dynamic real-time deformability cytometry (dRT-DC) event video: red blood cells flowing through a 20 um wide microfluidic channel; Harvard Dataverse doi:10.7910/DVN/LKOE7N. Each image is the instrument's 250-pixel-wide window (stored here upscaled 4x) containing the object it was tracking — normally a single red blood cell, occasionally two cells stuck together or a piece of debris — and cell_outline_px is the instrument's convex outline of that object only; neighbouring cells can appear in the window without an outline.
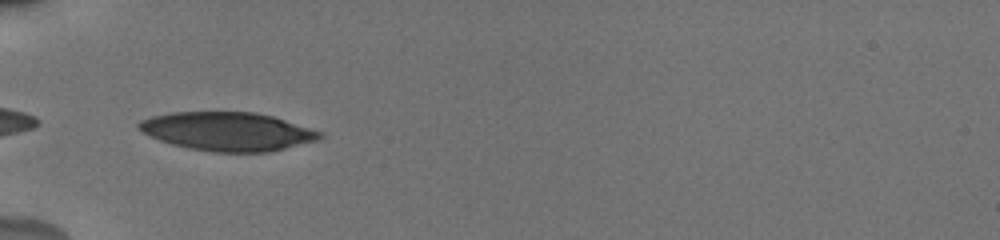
{"species": "human", "species_latin": "Homo sapiens", "temperature_condition": "cold", "stored_images_in_passage": 36, "camera_frame_rate_fps": 3000, "um_per_image_px": 0.085, "donor": {"sex": "male"}, "frame": {"image": 1, "passage_image": 1, "time_ms": 0.0, "image_size_px": [1000, 240], "cell_outline_px": [[324, 136], [316, 140], [268, 152], [216, 152], [188, 148], [172, 144], [160, 140], [136, 128], [136, 124], [140, 120], [152, 116], [172, 112], [256, 112], [272, 116], [324, 132]], "centroid_in_image_um": [19.33, 11.16], "position_along_channel_um": 65.7, "area_um2": 40.52}}
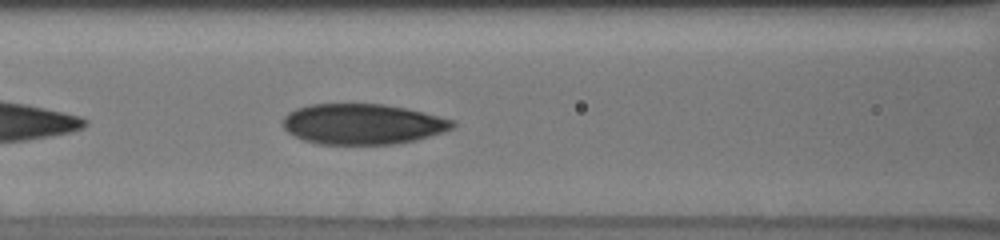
{"frame": {"image": 2, "passage_image": 7, "time_ms": 2.0, "image_size_px": [1000, 240], "cell_outline_px": [[456, 124], [452, 128], [444, 132], [416, 140], [392, 144], [316, 144], [304, 140], [288, 132], [284, 128], [284, 116], [288, 112], [296, 108], [308, 104], [384, 104], [424, 112], [456, 120]], "centroid_in_image_um": [30.84, 10.54], "position_along_channel_um": 135.8, "area_um2": 40.17}}
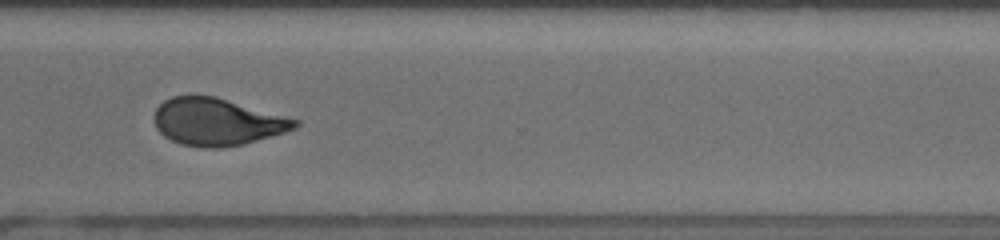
{"frame": {"image": 3, "passage_image": 24, "time_ms": 7.667, "image_size_px": [1000, 240], "cell_outline_px": [[300, 124], [296, 128], [272, 136], [244, 144], [220, 148], [204, 148], [180, 144], [164, 136], [156, 128], [152, 116], [156, 108], [164, 100], [172, 96], [216, 96], [300, 120]], "centroid_in_image_um": [18.44, 10.36], "position_along_channel_um": 352.2, "area_um2": 38.96}, "authors_computed_cell_mechanics": {"area_um2": 39.9976, "velocity_mm_per_s": 3.8266, "shape_relaxation_time_tau1_ms": 5.1692, "shape_relaxation_time_tau2_ms": 1.7284, "deformation_change_tau1": 0.1647, "deformation_change_tau2": 0.0842}}